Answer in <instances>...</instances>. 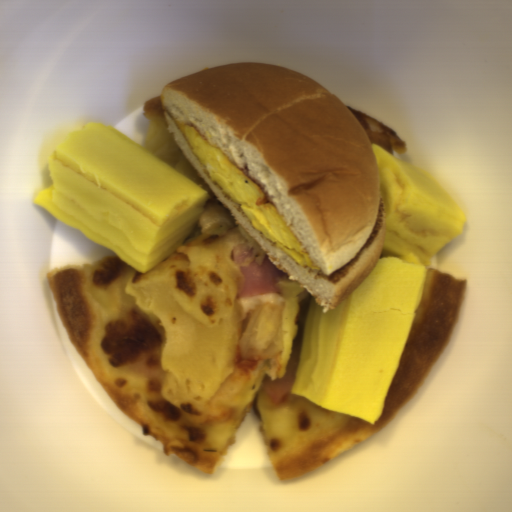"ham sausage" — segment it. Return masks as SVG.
I'll return each mask as SVG.
<instances>
[{
    "mask_svg": "<svg viewBox=\"0 0 512 512\" xmlns=\"http://www.w3.org/2000/svg\"><path fill=\"white\" fill-rule=\"evenodd\" d=\"M232 261L239 269L241 281L238 297H261L280 291L278 283L288 278V274L276 268L266 255L260 265L255 262L252 249L247 246H237L231 251Z\"/></svg>",
    "mask_w": 512,
    "mask_h": 512,
    "instance_id": "0cea0756",
    "label": "ham sausage"
},
{
    "mask_svg": "<svg viewBox=\"0 0 512 512\" xmlns=\"http://www.w3.org/2000/svg\"><path fill=\"white\" fill-rule=\"evenodd\" d=\"M295 377L284 376L279 379L265 378L262 381V388L269 401L281 405L293 395L292 389Z\"/></svg>",
    "mask_w": 512,
    "mask_h": 512,
    "instance_id": "77c602ba",
    "label": "ham sausage"
}]
</instances>
